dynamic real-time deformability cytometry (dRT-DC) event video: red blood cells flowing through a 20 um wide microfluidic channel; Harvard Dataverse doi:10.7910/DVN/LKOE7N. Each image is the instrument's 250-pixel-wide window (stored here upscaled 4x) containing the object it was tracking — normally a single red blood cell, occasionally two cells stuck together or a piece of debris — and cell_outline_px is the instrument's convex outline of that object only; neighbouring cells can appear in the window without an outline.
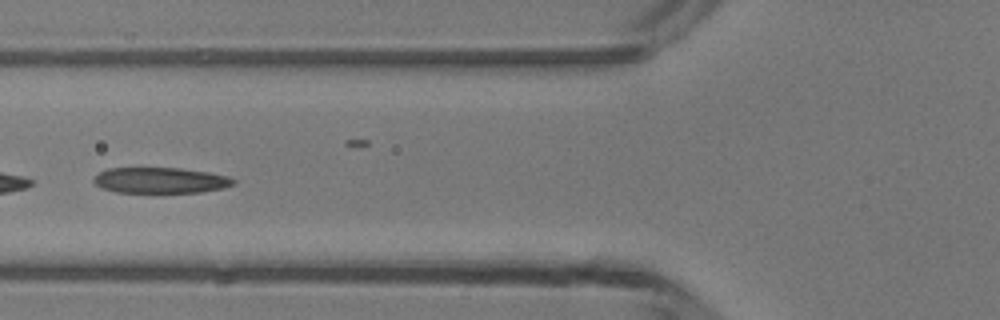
{"species": "common noctule bat (a hibernating species)", "species_latin": "Nyctalus noctula", "temperature_condition": "room temperature", "stored_images_in_passage": 43, "camera_frame_rate_fps": 3000, "um_per_image_px": 0.085, "animal": {"sex": "male", "body_mass_g": 13.3}, "frame": {"image": 1, "passage_image": 19, "time_ms": 6.0, "image_size_px": [1000, 320], "cell_outline_px": [[236, 184], [224, 188], [200, 192], [116, 192], [100, 188], [92, 180], [100, 172], [108, 168], [180, 168], [208, 172], [228, 176], [236, 180]], "centroid_in_image_um": [13.66, 15.33], "position_along_channel_um": 112.1, "area_um2": 20.98}}
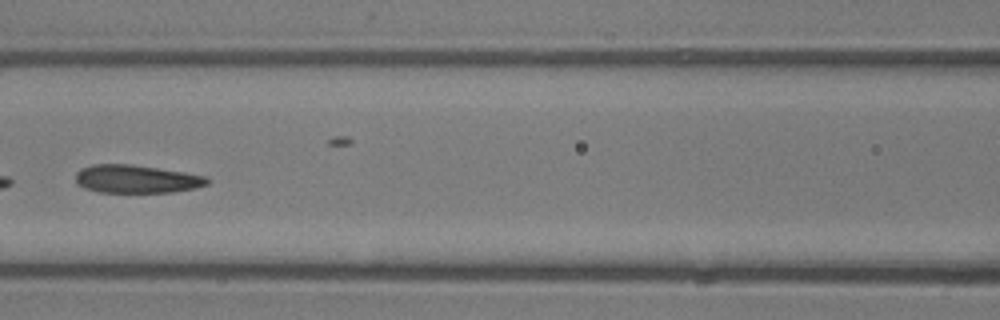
{"frame": {"image": 2, "passage_image": 22, "time_ms": 7.0, "image_size_px": [1000, 320], "cell_outline_px": [[212, 180], [208, 184], [196, 188], [172, 192], [100, 192], [84, 188], [76, 184], [76, 172], [80, 168], [92, 164], [132, 164], [184, 172], [208, 176]], "centroid_in_image_um": [11.61, 15.21], "position_along_channel_um": 155.0, "area_um2": 21.79}}
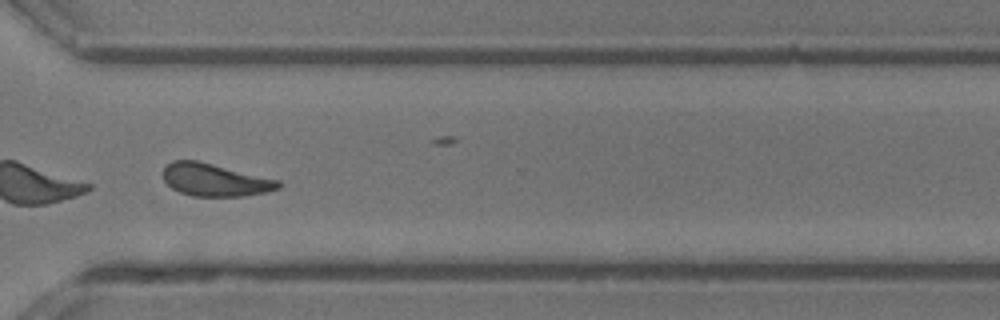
{"frame": {"image": 3, "passage_image": 36, "time_ms": 11.667, "image_size_px": [1000, 320], "cell_outline_px": [[284, 184], [280, 188], [268, 192], [244, 196], [192, 196], [180, 192], [172, 188], [164, 180], [164, 168], [172, 160], [196, 160], [280, 180]], "centroid_in_image_um": [18.32, 15.3], "position_along_channel_um": 352.3, "area_um2": 21.91}, "authors_computed_cell_mechanics": {"area_um2": 22.9466, "velocity_mm_per_s": 4.2344, "shape_relaxation_time_tau1_ms": 5.9798, "shape_relaxation_time_tau2_ms": 1.8716, "deformation_change_tau1": 0.1904, "deformation_change_tau2": 0.0995}}